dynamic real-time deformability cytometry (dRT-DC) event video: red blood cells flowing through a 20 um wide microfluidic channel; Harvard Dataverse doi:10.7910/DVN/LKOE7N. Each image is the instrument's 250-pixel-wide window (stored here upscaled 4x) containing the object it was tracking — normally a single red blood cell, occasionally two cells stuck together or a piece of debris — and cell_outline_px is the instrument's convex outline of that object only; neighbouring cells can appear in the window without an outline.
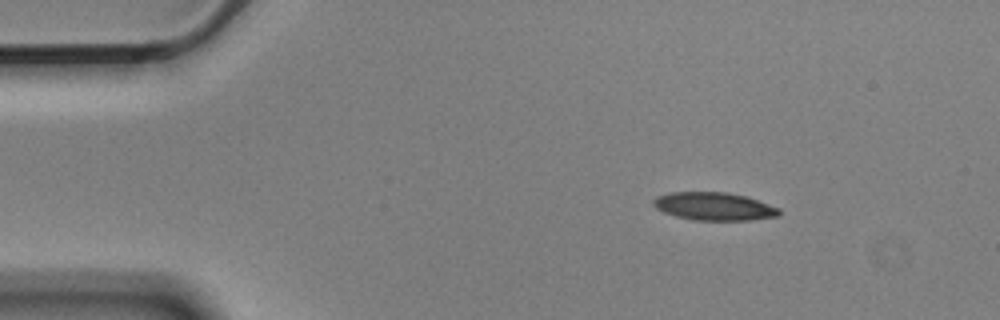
{"species": "Egyptian fruit bat (a non-hibernating species)", "species_latin": "Rousettus aegyptiacus", "temperature_condition": "cold", "stored_images_in_passage": 4, "camera_frame_rate_fps": 3000, "um_per_image_px": 0.085, "animal": {"sex": "male"}, "frame": {"image": 1, "passage_image": 2, "time_ms": 0.333, "image_size_px": [1000, 320], "cell_outline_px": [[780, 216], [748, 220], [692, 220], [676, 216], [664, 212], [656, 208], [652, 204], [652, 200], [656, 196], [668, 192], [728, 192], [748, 196], [780, 208]], "centroid_in_image_um": [60.7, 17.53], "position_along_channel_um": 24.3, "area_um2": 20.75}}
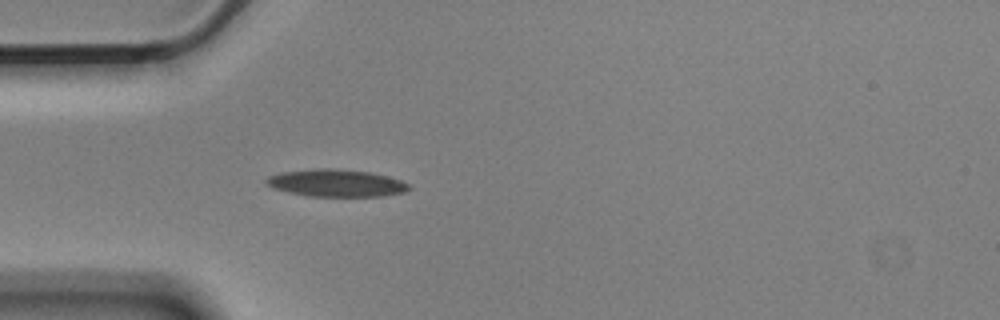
{"frame": {"image": 2, "passage_image": 4, "time_ms": 1.0, "image_size_px": [1000, 320], "cell_outline_px": [[408, 188], [404, 192], [384, 196], [308, 196], [288, 192], [272, 188], [264, 184], [264, 180], [268, 176], [280, 172], [320, 168], [332, 168], [368, 172], [388, 176], [400, 180], [408, 184]], "centroid_in_image_um": [28.5, 15.56], "position_along_channel_um": 56.5, "area_um2": 22.66}}